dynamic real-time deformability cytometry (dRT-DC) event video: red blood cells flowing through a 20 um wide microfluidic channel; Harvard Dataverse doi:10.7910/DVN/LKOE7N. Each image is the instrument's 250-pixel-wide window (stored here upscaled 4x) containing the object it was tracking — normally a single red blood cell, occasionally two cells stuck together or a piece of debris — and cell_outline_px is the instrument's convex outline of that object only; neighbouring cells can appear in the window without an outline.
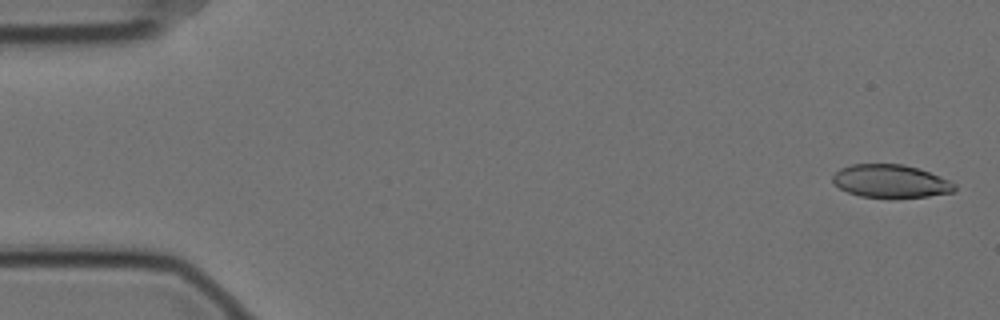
{"species": "Egyptian fruit bat (a non-hibernating species)", "species_latin": "Rousettus aegyptiacus", "temperature_condition": "cold", "stored_images_in_passage": 58, "camera_frame_rate_fps": 3000, "um_per_image_px": 0.085, "animal": {"sex": "female"}, "frame": {"image": 1, "passage_image": 2, "time_ms": 0.333, "image_size_px": [1000, 320], "cell_outline_px": [[956, 188], [952, 192], [928, 196], [892, 200], [888, 200], [860, 196], [848, 192], [840, 188], [832, 180], [832, 176], [840, 168], [852, 164], [904, 164], [928, 172], [948, 180], [956, 184]], "centroid_in_image_um": [75.69, 15.44], "position_along_channel_um": 9.3, "area_um2": 23.87}}
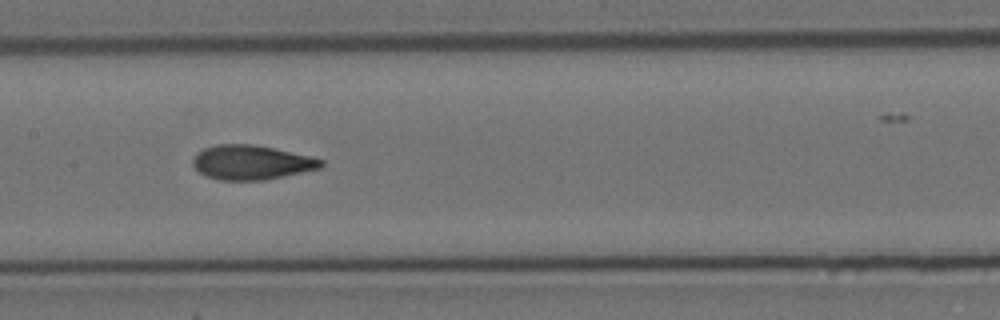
{"frame": {"image": 2, "passage_image": 28, "time_ms": 9.0, "image_size_px": [1000, 320], "cell_outline_px": [[324, 164], [320, 168], [264, 180], [216, 180], [200, 172], [192, 164], [192, 160], [196, 152], [204, 148], [216, 144], [256, 144], [312, 156], [324, 160]], "centroid_in_image_um": [21.37, 13.79], "position_along_channel_um": 186.0, "area_um2": 25.84}}
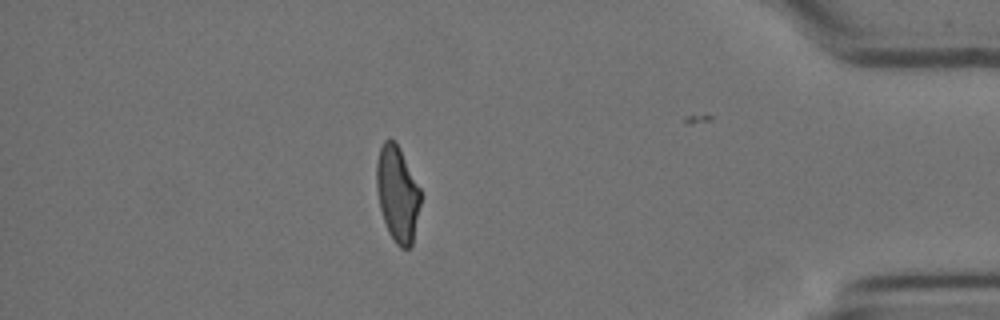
{"frame": {"image": 3, "passage_image": 50, "time_ms": 16.333, "image_size_px": [1000, 320], "cell_outline_px": [[420, 204], [412, 244], [408, 248], [400, 248], [396, 244], [388, 232], [380, 208], [376, 188], [376, 160], [380, 148], [384, 140], [392, 140], [400, 148], [420, 188]], "centroid_in_image_um": [33.77, 16.47], "position_along_channel_um": 401.4, "area_um2": 24.39}, "authors_computed_cell_mechanics": {"area_um2": 25.3164, "velocity_mm_per_s": 3.5194, "shape_relaxation_time_tau1_ms": 7.6864, "shape_relaxation_time_tau2_ms": 1.7443, "deformation_change_tau1": 0.2237, "deformation_change_tau2": 0.0898}}